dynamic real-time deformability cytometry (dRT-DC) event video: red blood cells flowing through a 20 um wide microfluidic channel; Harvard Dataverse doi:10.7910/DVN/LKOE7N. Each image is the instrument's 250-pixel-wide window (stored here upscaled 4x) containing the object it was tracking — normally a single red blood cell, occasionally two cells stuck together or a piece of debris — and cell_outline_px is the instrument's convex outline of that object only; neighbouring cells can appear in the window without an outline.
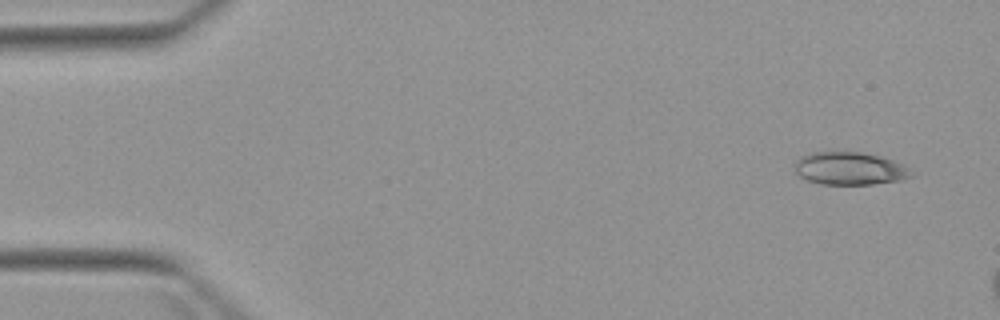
{"species": "Egyptian fruit bat (a non-hibernating species)", "species_latin": "Rousettus aegyptiacus", "temperature_condition": "warm", "stored_images_in_passage": 5, "camera_frame_rate_fps": 3000, "um_per_image_px": 0.085, "animal": {"sex": "female"}, "frame": {"image": 1, "passage_image": 1, "time_ms": 0.0, "image_size_px": [1000, 320], "cell_outline_px": [[912, 176], [900, 180], [872, 184], [820, 184], [808, 180], [800, 176], [796, 172], [796, 160], [800, 156], [812, 152], [860, 152], [880, 156], [904, 164], [908, 168]], "centroid_in_image_um": [72.21, 14.32], "position_along_channel_um": 12.8, "area_um2": 22.08}}